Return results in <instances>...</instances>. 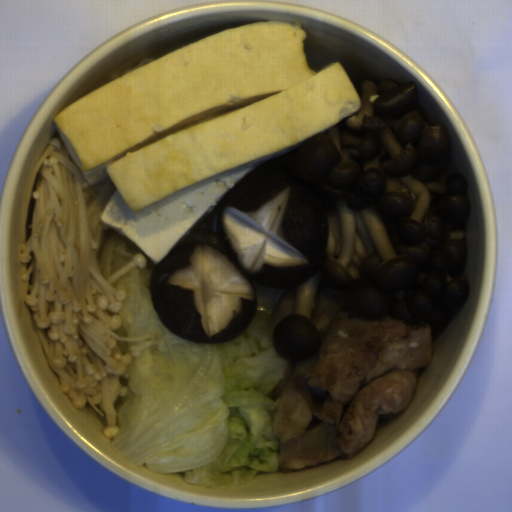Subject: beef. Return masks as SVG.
Wrapping results in <instances>:
<instances>
[{
  "label": "beef",
  "instance_id": "2",
  "mask_svg": "<svg viewBox=\"0 0 512 512\" xmlns=\"http://www.w3.org/2000/svg\"><path fill=\"white\" fill-rule=\"evenodd\" d=\"M296 308V292L293 290L281 291L276 301V314L273 327L288 316H292Z\"/></svg>",
  "mask_w": 512,
  "mask_h": 512
},
{
  "label": "beef",
  "instance_id": "1",
  "mask_svg": "<svg viewBox=\"0 0 512 512\" xmlns=\"http://www.w3.org/2000/svg\"><path fill=\"white\" fill-rule=\"evenodd\" d=\"M309 319L318 352L289 361L265 395L278 401L272 427L282 472L352 459L374 437L380 415L408 407L418 370L434 356L432 327L423 321L358 318L323 294Z\"/></svg>",
  "mask_w": 512,
  "mask_h": 512
}]
</instances>
